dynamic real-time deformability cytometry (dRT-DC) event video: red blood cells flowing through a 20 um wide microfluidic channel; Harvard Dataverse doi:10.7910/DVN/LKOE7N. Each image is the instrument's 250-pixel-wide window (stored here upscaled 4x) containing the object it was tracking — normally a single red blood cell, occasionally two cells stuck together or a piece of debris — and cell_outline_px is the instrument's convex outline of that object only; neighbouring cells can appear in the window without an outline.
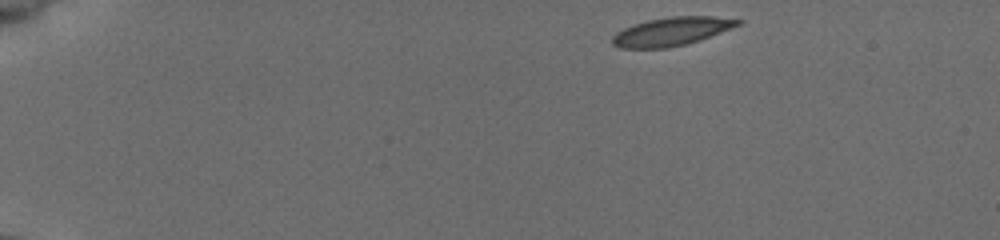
{"species": "common noctule bat (a hibernating species)", "species_latin": "Nyctalus noctula", "temperature_condition": "cold", "stored_images_in_passage": 46, "camera_frame_rate_fps": 3000, "um_per_image_px": 0.085, "animal": {"sex": "female", "body_mass_g": 19.5, "forearm_length_mm": 54.1}, "frame": {"image": 1, "passage_image": 1, "time_ms": 0.0, "image_size_px": [1000, 240], "cell_outline_px": [[744, 20], [740, 24], [700, 40], [668, 48], [620, 48], [612, 44], [612, 36], [616, 32], [632, 24], [648, 20], [668, 16], [712, 16]], "centroid_in_image_um": [57.04, 2.67], "position_along_channel_um": 28.0, "area_um2": 20.75}}
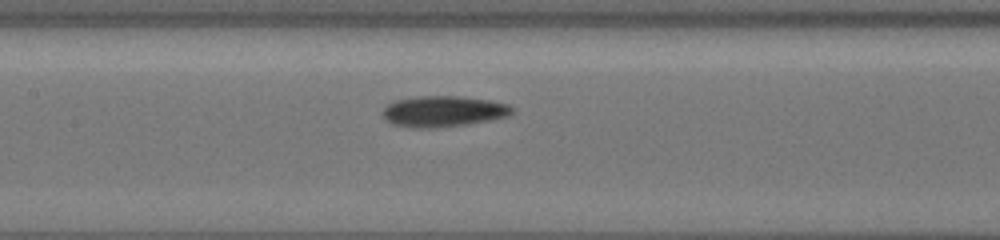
{"frame": {"image": 2, "passage_image": 20, "time_ms": 6.333, "image_size_px": [1000, 240], "cell_outline_px": [[512, 112], [508, 116], [468, 124], [432, 128], [416, 128], [392, 124], [384, 116], [384, 108], [388, 104], [396, 100], [416, 96], [460, 96], [488, 100], [508, 104], [512, 108]], "centroid_in_image_um": [37.68, 9.46], "position_along_channel_um": 169.7, "area_um2": 23.06}}
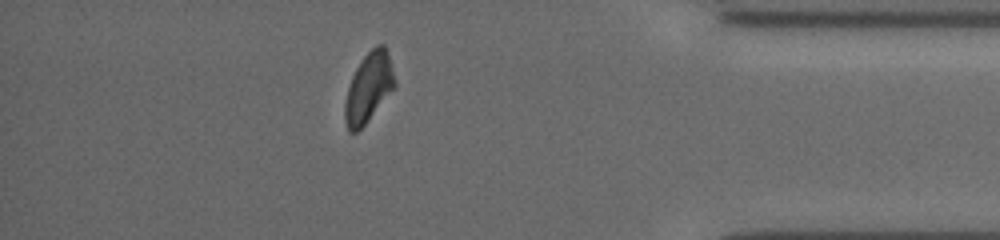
{"frame": {"image": 3, "passage_image": 40, "time_ms": 13.0, "image_size_px": [1000, 240], "cell_outline_px": [[396, 84], [364, 124], [356, 132], [348, 132], [344, 120], [344, 104], [348, 88], [352, 76], [356, 68], [364, 56], [376, 44], [384, 44], [396, 80]], "centroid_in_image_um": [31.3, 7.44], "position_along_channel_um": 403.9, "area_um2": 19.65}, "authors_computed_cell_mechanics": {"area_um2": 21.097, "velocity_mm_per_s": 3.9038, "shape_relaxation_time_tau1_ms": 2.4269, "shape_relaxation_time_tau2_ms": 3.8844, "deformation_change_tau1": 0.0936, "deformation_change_tau2": 0.0964}}